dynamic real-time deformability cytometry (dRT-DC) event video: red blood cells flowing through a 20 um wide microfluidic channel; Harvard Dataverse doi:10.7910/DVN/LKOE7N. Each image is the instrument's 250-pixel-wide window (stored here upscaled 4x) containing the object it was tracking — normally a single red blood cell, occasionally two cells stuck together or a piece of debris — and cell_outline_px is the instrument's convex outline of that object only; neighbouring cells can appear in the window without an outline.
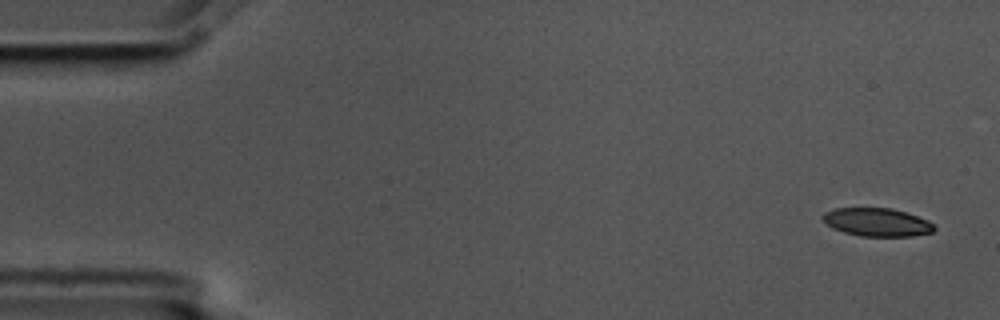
{"species": "common noctule bat (a hibernating species)", "species_latin": "Nyctalus noctula", "temperature_condition": "cold", "stored_images_in_passage": 4, "camera_frame_rate_fps": 3000, "um_per_image_px": 0.085, "animal": {"sex": "male", "body_mass_g": 17.5, "forearm_length_mm": 52.3}, "frame": {"image": 1, "passage_image": 1, "time_ms": 0.0, "image_size_px": [1000, 320], "cell_outline_px": [[936, 228], [932, 232], [912, 236], [860, 236], [844, 232], [832, 228], [820, 216], [824, 212], [832, 208], [892, 208], [928, 220]], "centroid_in_image_um": [74.51, 18.88], "position_along_channel_um": 10.5, "area_um2": 18.26}}